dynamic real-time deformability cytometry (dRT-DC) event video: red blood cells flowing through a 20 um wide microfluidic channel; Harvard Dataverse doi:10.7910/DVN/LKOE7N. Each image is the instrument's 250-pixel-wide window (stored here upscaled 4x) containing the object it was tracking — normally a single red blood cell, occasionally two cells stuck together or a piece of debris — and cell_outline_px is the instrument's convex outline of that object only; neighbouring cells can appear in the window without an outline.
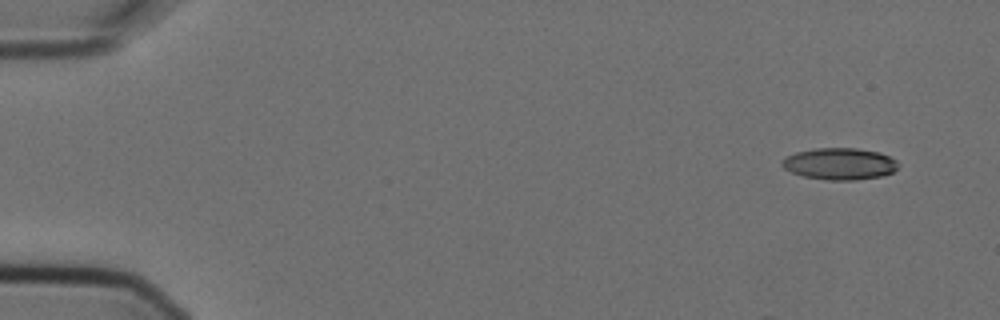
{"species": "Egyptian fruit bat (a non-hibernating species)", "species_latin": "Rousettus aegyptiacus", "temperature_condition": "cold", "stored_images_in_passage": 6, "camera_frame_rate_fps": 3000, "um_per_image_px": 0.085, "animal": {"sex": "female"}, "frame": {"image": 1, "passage_image": 1, "time_ms": 0.0, "image_size_px": [1000, 320], "cell_outline_px": [[900, 164], [892, 172], [884, 176], [856, 180], [824, 180], [804, 176], [792, 172], [784, 168], [780, 164], [788, 156], [796, 152], [816, 148], [856, 148], [880, 152], [896, 160]], "centroid_in_image_um": [71.4, 13.93], "position_along_channel_um": 13.6, "area_um2": 21.5}}
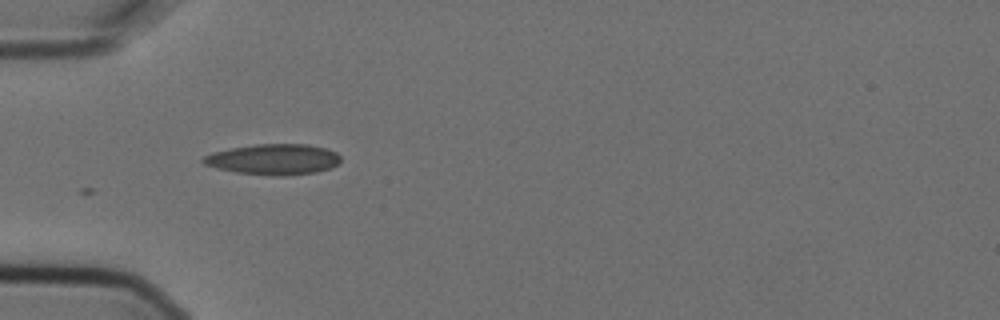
{"frame": {"image": 2, "passage_image": 5, "time_ms": 1.333, "image_size_px": [1000, 320], "cell_outline_px": [[340, 160], [332, 168], [316, 172], [280, 176], [236, 172], [216, 168], [204, 164], [200, 160], [204, 156], [212, 152], [232, 148], [256, 144], [308, 144], [324, 148], [336, 152], [340, 156]], "centroid_in_image_um": [23.24, 13.54], "position_along_channel_um": 61.8, "area_um2": 24.45}}
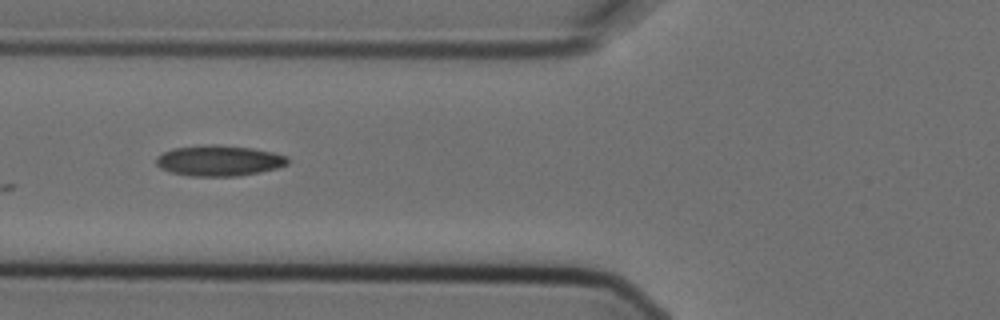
{"frame": {"image": 3, "passage_image": 6, "time_ms": 1.667, "image_size_px": [1000, 320], "cell_outline_px": [[288, 164], [276, 168], [260, 172], [240, 176], [188, 176], [172, 172], [160, 168], [156, 164], [156, 156], [172, 148], [204, 144], [216, 144], [252, 148], [272, 152], [288, 156]], "centroid_in_image_um": [18.6, 13.65], "position_along_channel_um": 107.2, "area_um2": 23.7}}